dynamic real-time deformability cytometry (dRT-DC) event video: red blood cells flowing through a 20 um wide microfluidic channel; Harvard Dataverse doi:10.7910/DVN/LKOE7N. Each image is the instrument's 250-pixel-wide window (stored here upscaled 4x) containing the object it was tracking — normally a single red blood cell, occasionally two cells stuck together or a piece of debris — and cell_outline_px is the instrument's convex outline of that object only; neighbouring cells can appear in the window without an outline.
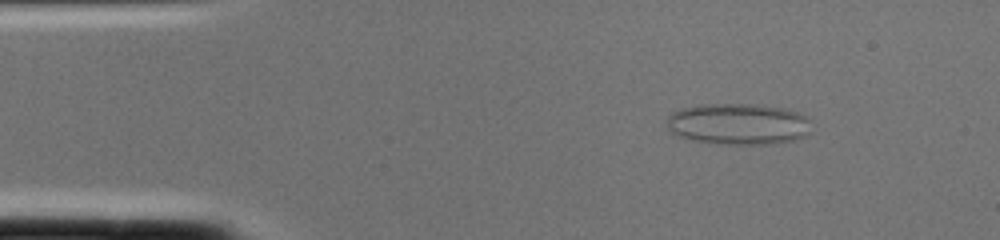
{"species": "common noctule bat (a hibernating species)", "species_latin": "Nyctalus noctula", "temperature_condition": "cold", "stored_images_in_passage": 2, "camera_frame_rate_fps": 3000, "um_per_image_px": 0.085, "animal": {"sex": "female", "body_mass_g": 22.0, "forearm_length_mm": 56.7}, "frame": {"image": 1, "passage_image": 2, "time_ms": 0.333, "image_size_px": [1000, 240], "cell_outline_px": [[808, 132], [804, 136], [792, 140], [776, 144], [720, 144], [692, 140], [672, 136], [668, 132], [664, 120], [672, 112], [680, 108], [696, 104], [760, 104], [784, 108], [808, 116]], "centroid_in_image_um": [62.64, 10.54], "position_along_channel_um": 22.4, "area_um2": 35.49}}